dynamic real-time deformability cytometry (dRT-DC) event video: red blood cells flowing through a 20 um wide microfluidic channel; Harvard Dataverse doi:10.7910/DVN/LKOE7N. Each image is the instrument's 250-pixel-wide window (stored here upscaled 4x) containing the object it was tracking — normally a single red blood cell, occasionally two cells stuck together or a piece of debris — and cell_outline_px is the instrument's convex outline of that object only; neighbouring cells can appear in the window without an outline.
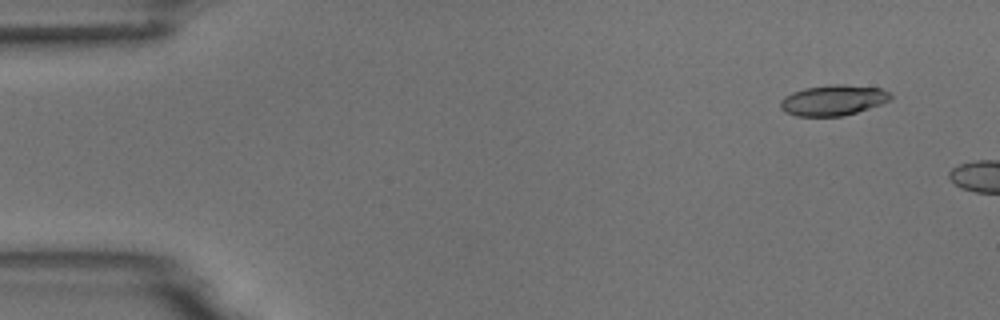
{"species": "common noctule bat (a hibernating species)", "species_latin": "Nyctalus noctula", "temperature_condition": "room temperature", "stored_images_in_passage": 3, "camera_frame_rate_fps": 3000, "um_per_image_px": 0.085, "animal": {"sex": "male", "body_mass_g": 18.8}, "frame": {"image": 1, "passage_image": 1, "time_ms": 0.0, "image_size_px": [1000, 320], "cell_outline_px": [[892, 100], [844, 116], [796, 116], [784, 112], [780, 108], [780, 100], [784, 96], [792, 92], [804, 88], [832, 84], [844, 84], [880, 88], [892, 92]], "centroid_in_image_um": [70.81, 8.51], "position_along_channel_um": 14.2, "area_um2": 19.83}}